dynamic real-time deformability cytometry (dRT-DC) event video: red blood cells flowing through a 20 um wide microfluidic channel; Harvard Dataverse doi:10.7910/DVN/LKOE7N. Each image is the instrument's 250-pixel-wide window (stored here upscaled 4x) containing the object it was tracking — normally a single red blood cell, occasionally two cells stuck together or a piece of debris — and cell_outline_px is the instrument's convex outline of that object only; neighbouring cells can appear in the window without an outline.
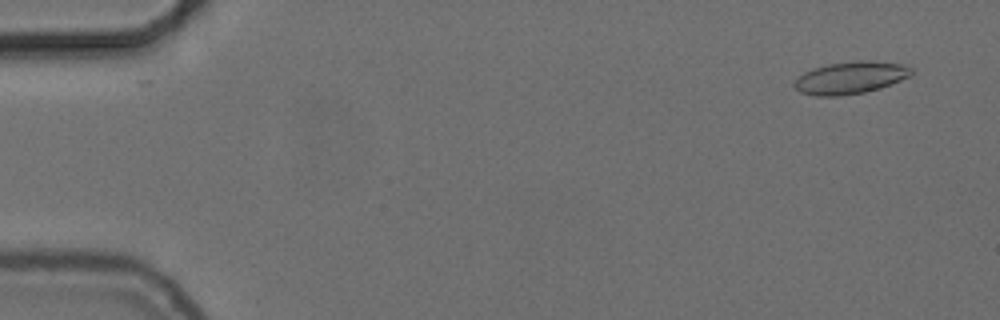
{"species": "common noctule bat (a hibernating species)", "species_latin": "Nyctalus noctula", "temperature_condition": "cold", "stored_images_in_passage": 56, "camera_frame_rate_fps": 3000, "um_per_image_px": 0.085, "animal": {"sex": "female", "body_mass_g": 24.6, "forearm_length_mm": 56.2}, "frame": {"image": 1, "passage_image": 4, "time_ms": 1.0, "image_size_px": [1000, 320], "cell_outline_px": [[912, 76], [880, 88], [864, 92], [840, 96], [816, 96], [800, 92], [792, 84], [804, 72], [812, 68], [828, 64], [856, 60], [872, 60], [900, 64], [912, 68]], "centroid_in_image_um": [72.29, 6.6], "position_along_channel_um": 12.7, "area_um2": 22.08}}
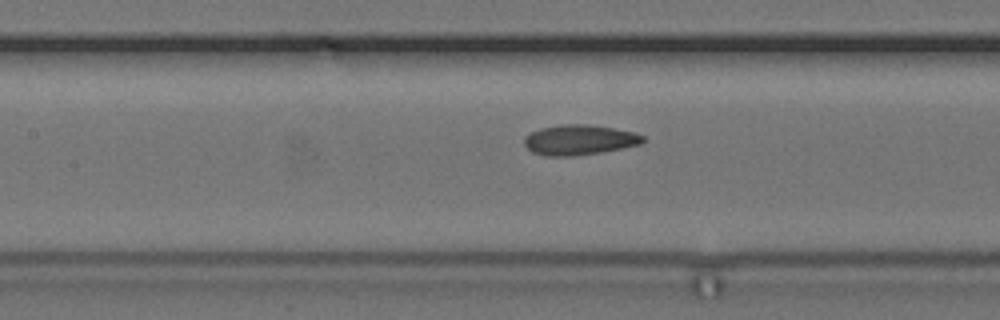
{"frame": {"image": 2, "passage_image": 26, "time_ms": 8.333, "image_size_px": [1000, 320], "cell_outline_px": [[644, 140], [640, 144], [600, 152], [572, 156], [544, 156], [532, 152], [524, 144], [524, 136], [540, 128], [564, 124], [588, 124], [636, 132], [644, 136]], "centroid_in_image_um": [49.22, 11.88], "position_along_channel_um": 158.2, "area_um2": 20.75}}
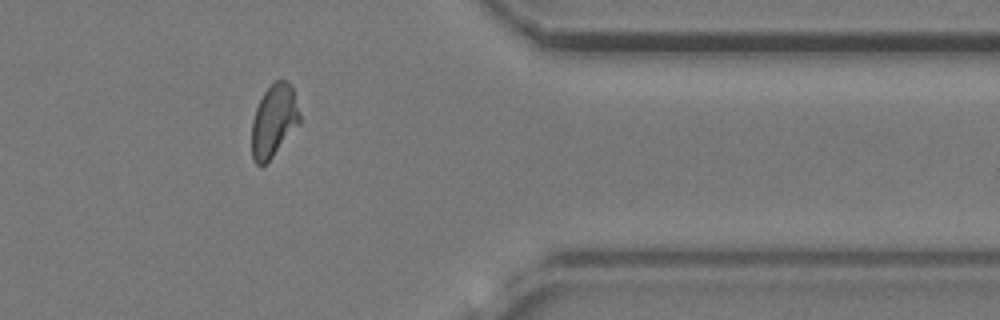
{"frame": {"image": 3, "passage_image": 46, "time_ms": 15.0, "image_size_px": [1000, 320], "cell_outline_px": [[300, 124], [272, 156], [260, 168], [256, 164], [252, 156], [252, 120], [256, 108], [264, 92], [276, 80], [284, 80], [292, 88], [300, 116]], "centroid_in_image_um": [23.26, 10.29], "position_along_channel_um": 388.1, "area_um2": 19.88}, "authors_computed_cell_mechanics": {"area_um2": 20.6924, "velocity_mm_per_s": 3.7132, "shape_relaxation_time_tau1_ms": 3.5972, "shape_relaxation_time_tau2_ms": 2.2124, "deformation_change_tau1": 0.0892, "deformation_change_tau2": 0.0756}}